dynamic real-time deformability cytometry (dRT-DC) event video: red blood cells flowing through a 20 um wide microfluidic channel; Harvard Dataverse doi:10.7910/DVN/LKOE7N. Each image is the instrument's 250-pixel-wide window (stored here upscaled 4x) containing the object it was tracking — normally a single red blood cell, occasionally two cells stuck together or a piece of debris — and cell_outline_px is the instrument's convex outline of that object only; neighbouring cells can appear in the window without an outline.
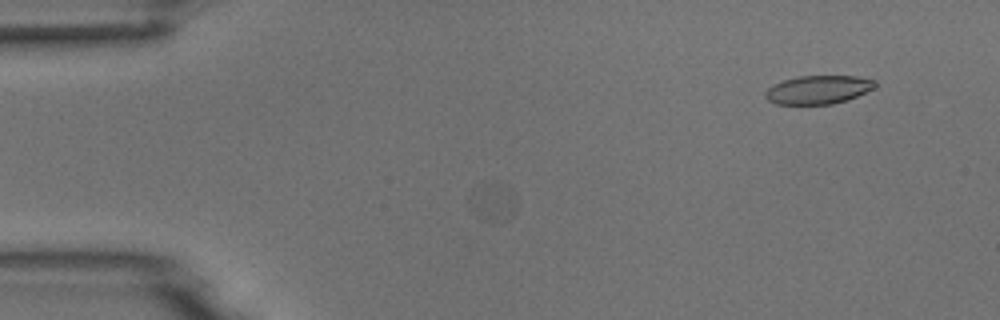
{"species": "common noctule bat (a hibernating species)", "species_latin": "Nyctalus noctula", "temperature_condition": "room temperature", "stored_images_in_passage": 6, "camera_frame_rate_fps": 3000, "um_per_image_px": 0.085, "animal": {"sex": "male", "body_mass_g": 18.8}, "frame": {"image": 1, "passage_image": 2, "time_ms": 1.333, "image_size_px": [1000, 320], "cell_outline_px": [[876, 88], [848, 100], [832, 104], [776, 104], [768, 100], [764, 96], [764, 92], [772, 84], [796, 76], [856, 76], [876, 80]], "centroid_in_image_um": [69.56, 7.62], "position_along_channel_um": 15.4, "area_um2": 18.44}}
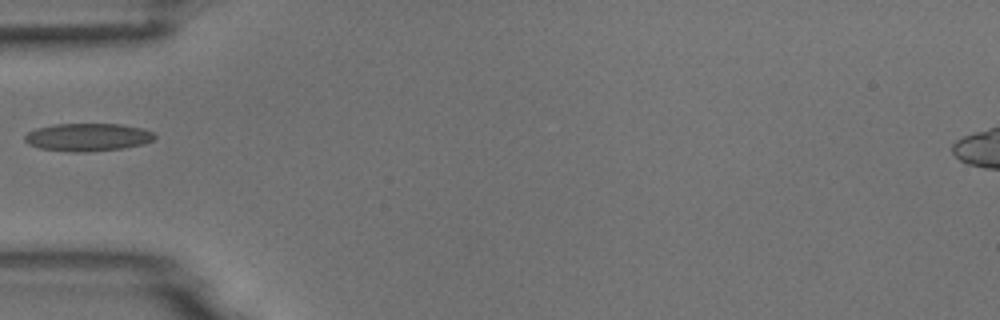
{"frame": {"image": 2, "passage_image": 5, "time_ms": 5.667, "image_size_px": [1000, 320], "cell_outline_px": [[156, 136], [152, 140], [144, 144], [124, 148], [84, 152], [72, 152], [40, 148], [28, 144], [24, 140], [24, 136], [28, 132], [36, 128], [56, 124], [120, 124], [140, 128], [152, 132]], "centroid_in_image_um": [7.44, 11.66], "position_along_channel_um": 77.6, "area_um2": 20.98}}